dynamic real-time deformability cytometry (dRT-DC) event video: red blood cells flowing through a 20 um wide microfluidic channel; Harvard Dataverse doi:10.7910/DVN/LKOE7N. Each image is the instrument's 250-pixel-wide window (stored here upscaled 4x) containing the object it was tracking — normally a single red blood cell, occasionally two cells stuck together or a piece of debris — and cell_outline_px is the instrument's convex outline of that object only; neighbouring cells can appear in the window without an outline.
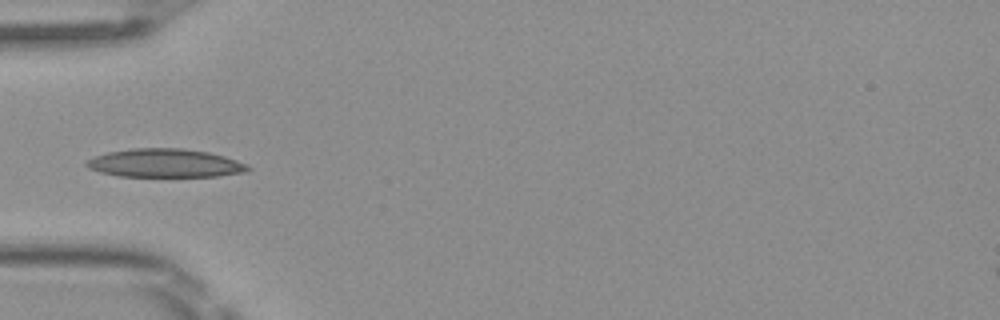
{"species": "Egyptian fruit bat (a non-hibernating species)", "species_latin": "Rousettus aegyptiacus", "temperature_condition": "room temperature", "stored_images_in_passage": 6, "camera_frame_rate_fps": 3000, "um_per_image_px": 0.085, "frame": {"image": 1, "passage_image": 5, "time_ms": 1.333, "image_size_px": [1000, 320], "cell_outline_px": [[252, 168], [248, 172], [216, 176], [120, 176], [100, 172], [88, 168], [84, 164], [88, 160], [96, 156], [108, 152], [132, 148], [180, 148], [208, 152], [224, 156], [248, 164]], "centroid_in_image_um": [14.06, 13.86], "position_along_channel_um": 70.9, "area_um2": 26.7}}
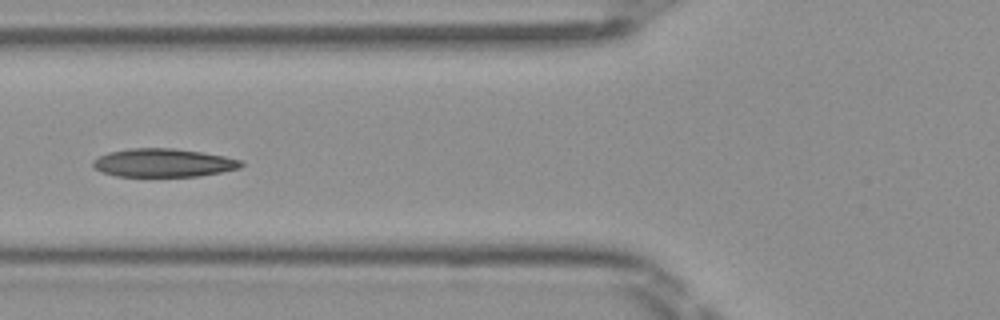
{"frame": {"image": 2, "passage_image": 6, "time_ms": 1.667, "image_size_px": [1000, 320], "cell_outline_px": [[244, 164], [240, 168], [200, 176], [116, 176], [100, 172], [92, 164], [92, 160], [108, 152], [132, 148], [172, 148], [200, 152], [224, 156], [244, 160]], "centroid_in_image_um": [13.89, 13.84], "position_along_channel_um": 111.9, "area_um2": 24.45}}